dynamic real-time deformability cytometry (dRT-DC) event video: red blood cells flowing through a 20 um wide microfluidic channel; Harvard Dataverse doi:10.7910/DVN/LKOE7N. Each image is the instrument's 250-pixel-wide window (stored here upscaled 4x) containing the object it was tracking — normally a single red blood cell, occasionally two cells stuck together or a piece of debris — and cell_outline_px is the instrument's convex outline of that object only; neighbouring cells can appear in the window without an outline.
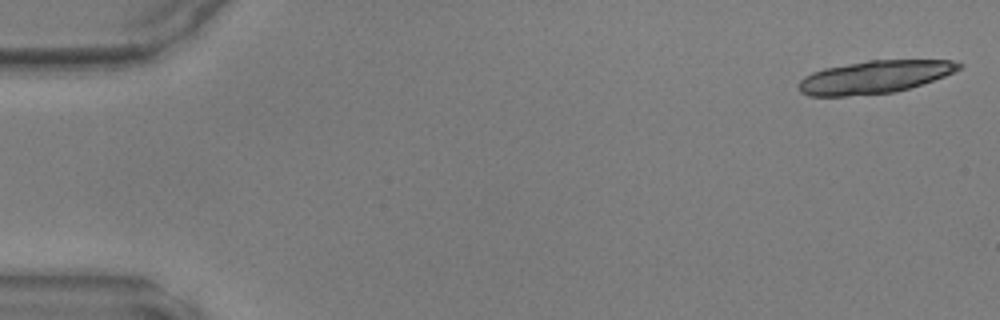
{"species": "common noctule bat (a hibernating species)", "species_latin": "Nyctalus noctula", "temperature_condition": "warm", "stored_images_in_passage": 17, "camera_frame_rate_fps": 3000, "um_per_image_px": 0.085, "animal": {"sex": "male", "body_mass_g": 17.9, "forearm_length_mm": 54.2}, "frame": {"image": 1, "passage_image": 1, "time_ms": 0.0, "image_size_px": [1000, 320], "cell_outline_px": [[964, 64], [960, 68], [944, 76], [896, 92], [848, 96], [808, 96], [800, 92], [796, 84], [804, 76], [812, 72], [824, 68], [868, 60], [952, 60]], "centroid_in_image_um": [74.28, 6.55], "position_along_channel_um": 10.7, "area_um2": 30.58}}